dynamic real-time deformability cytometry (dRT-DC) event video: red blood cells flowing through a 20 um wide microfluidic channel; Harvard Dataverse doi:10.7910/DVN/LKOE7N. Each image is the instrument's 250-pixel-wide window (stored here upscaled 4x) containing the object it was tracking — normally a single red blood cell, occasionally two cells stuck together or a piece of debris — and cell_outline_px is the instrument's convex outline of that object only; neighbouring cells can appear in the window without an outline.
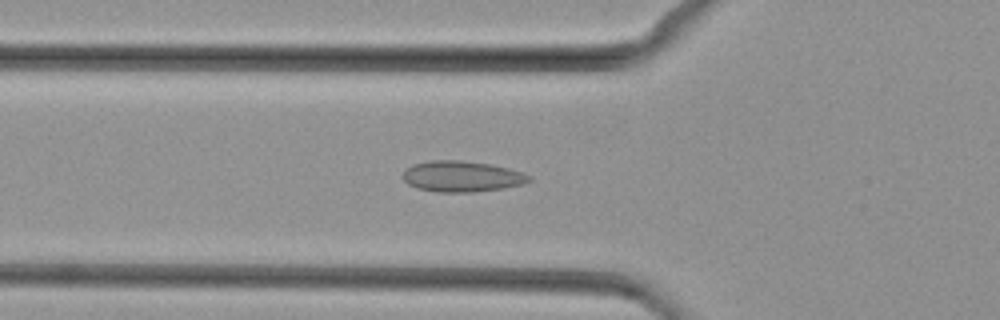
{"species": "common noctule bat (a hibernating species)", "species_latin": "Nyctalus noctula", "temperature_condition": "cold", "stored_images_in_passage": 47, "camera_frame_rate_fps": 3000, "um_per_image_px": 0.085, "animal": {"sex": "female", "body_mass_g": 29.2, "forearm_length_mm": 56.3}, "frame": {"image": 1, "passage_image": 16, "time_ms": 5.0, "image_size_px": [1000, 320], "cell_outline_px": [[532, 180], [524, 184], [504, 188], [472, 192], [436, 192], [416, 188], [408, 184], [404, 180], [404, 172], [412, 164], [432, 160], [460, 160], [488, 164], [508, 168], [532, 176]], "centroid_in_image_um": [39.27, 15.0], "position_along_channel_um": 86.5, "area_um2": 22.66}}
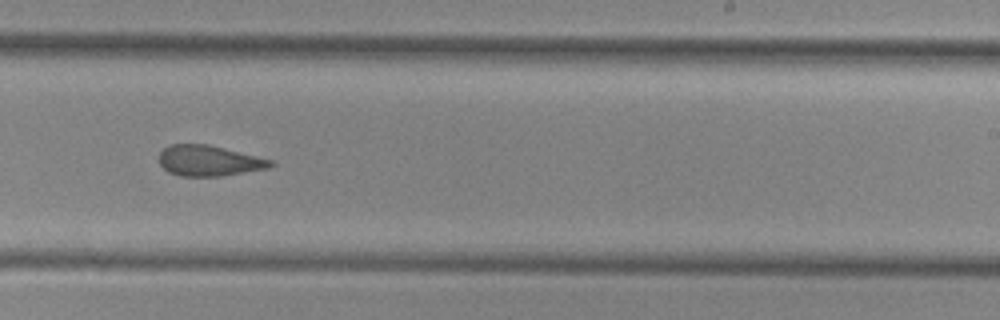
{"frame": {"image": 2, "passage_image": 29, "time_ms": 9.333, "image_size_px": [1000, 320], "cell_outline_px": [[276, 164], [272, 168], [220, 176], [180, 176], [168, 172], [160, 164], [160, 152], [168, 144], [208, 144], [276, 160]], "centroid_in_image_um": [17.84, 13.66], "position_along_channel_um": 271.2, "area_um2": 20.23}}
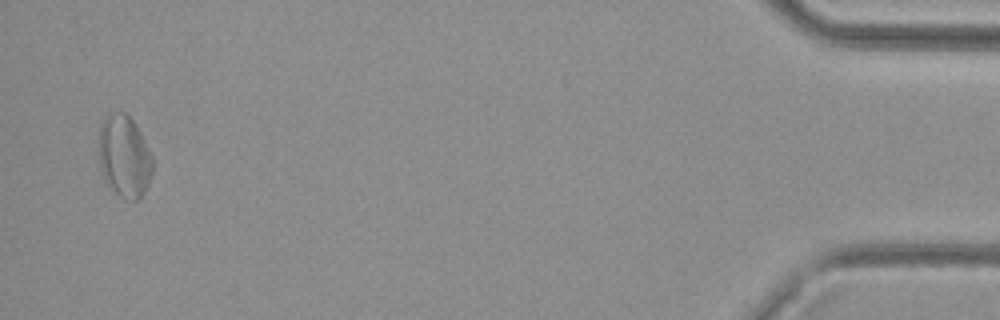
{"frame": {"image": 3, "passage_image": 46, "time_ms": 15.0, "image_size_px": [1000, 320], "cell_outline_px": [[152, 172], [148, 184], [140, 200], [124, 200], [104, 180], [100, 172], [96, 148], [100, 124], [104, 116], [112, 112], [124, 112], [132, 120], [152, 156]], "centroid_in_image_um": [10.5, 13.3], "position_along_channel_um": 424.7, "area_um2": 26.18}}